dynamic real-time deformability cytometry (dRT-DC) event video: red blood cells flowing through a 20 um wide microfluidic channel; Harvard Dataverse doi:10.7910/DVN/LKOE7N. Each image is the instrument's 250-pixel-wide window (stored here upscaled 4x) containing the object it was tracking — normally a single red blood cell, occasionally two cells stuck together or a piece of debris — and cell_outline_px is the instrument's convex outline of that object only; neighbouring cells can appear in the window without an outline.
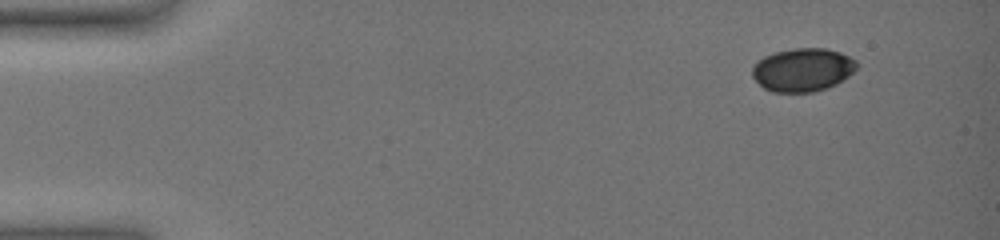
{"species": "common noctule bat (a hibernating species)", "species_latin": "Nyctalus noctula", "temperature_condition": "warm", "stored_images_in_passage": 51, "camera_frame_rate_fps": 3000, "um_per_image_px": 0.085, "animal": {"sex": "female", "body_mass_g": 19.0, "forearm_length_mm": 51.5}, "frame": {"image": 1, "passage_image": 1, "time_ms": 0.0, "image_size_px": [1000, 240], "cell_outline_px": [[860, 64], [848, 76], [836, 84], [828, 88], [812, 92], [772, 92], [764, 88], [752, 76], [752, 68], [756, 60], [764, 56], [776, 52], [792, 48], [824, 48], [840, 52], [856, 60]], "centroid_in_image_um": [68.23, 5.93], "position_along_channel_um": 16.8, "area_um2": 26.47}}
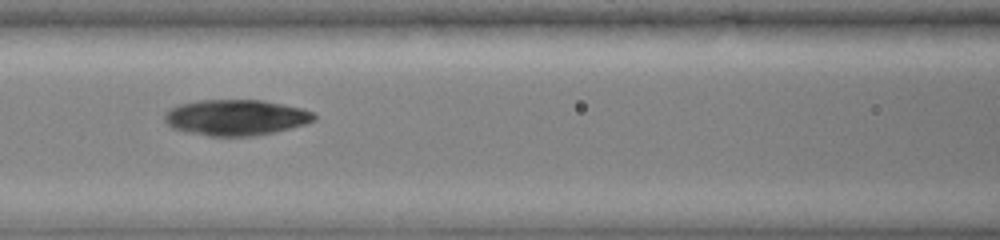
{"frame": {"image": 2, "passage_image": 22, "time_ms": 7.0, "image_size_px": [1000, 240], "cell_outline_px": [[316, 120], [304, 124], [256, 136], [208, 136], [184, 132], [172, 128], [164, 120], [164, 112], [180, 104], [200, 100], [264, 100], [284, 104], [300, 108], [312, 112], [316, 116]], "centroid_in_image_um": [20.02, 9.99], "position_along_channel_um": 146.6, "area_um2": 31.21}}
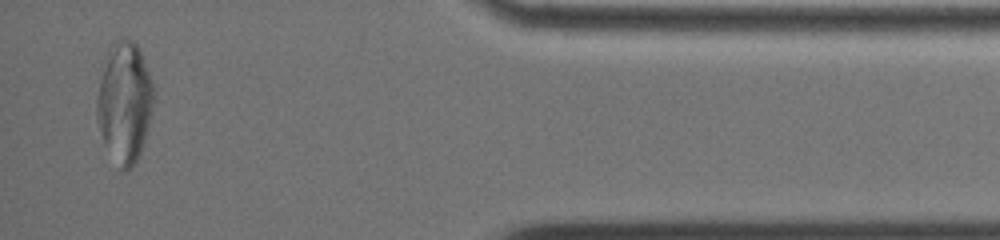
{"frame": {"image": 3, "passage_image": 49, "time_ms": 16.0, "image_size_px": [1000, 240], "cell_outline_px": [[152, 104], [148, 128], [140, 152], [132, 168], [124, 172], [120, 168], [104, 140], [96, 116], [96, 96], [108, 48], [120, 36], [128, 36], [136, 44], [140, 52], [148, 72], [152, 84]], "centroid_in_image_um": [10.56, 8.64], "position_along_channel_um": 424.6, "area_um2": 39.13}}